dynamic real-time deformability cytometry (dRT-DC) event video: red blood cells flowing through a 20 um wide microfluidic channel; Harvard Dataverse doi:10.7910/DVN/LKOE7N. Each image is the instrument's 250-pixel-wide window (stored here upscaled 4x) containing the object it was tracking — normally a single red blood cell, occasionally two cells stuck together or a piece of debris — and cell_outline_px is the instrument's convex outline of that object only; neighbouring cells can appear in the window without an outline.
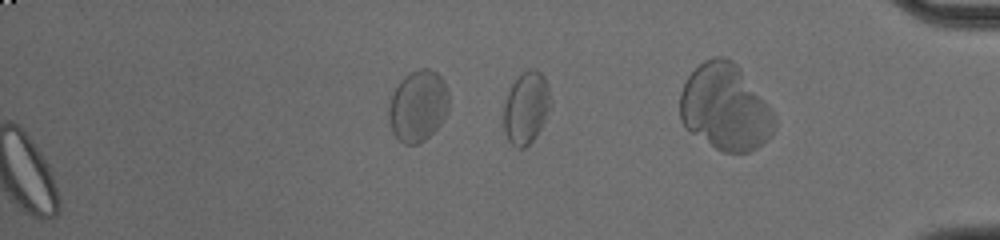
{"species": "common noctule bat (a hibernating species)", "species_latin": "Nyctalus noctula", "temperature_condition": "cold", "stored_images_in_passage": 44, "segment_of_instrument_passage": [2, 2], "camera_frame_rate_fps": 3000, "um_per_image_px": 0.085, "animal": {"sex": "male", "body_mass_g": 20.0, "forearm_length_mm": 53.3}, "frame": {"image": 1, "passage_image": 44, "time_ms": 14.333, "image_size_px": [1000, 240], "cell_outline_px": [[552, 100], [544, 120], [540, 128], [532, 140], [524, 148], [516, 148], [508, 140], [504, 128], [504, 104], [508, 92], [512, 84], [528, 68], [536, 68], [544, 76]], "centroid_in_image_um": [44.72, 9.14], "position_along_channel_um": 390.5, "area_um2": 19.42}}